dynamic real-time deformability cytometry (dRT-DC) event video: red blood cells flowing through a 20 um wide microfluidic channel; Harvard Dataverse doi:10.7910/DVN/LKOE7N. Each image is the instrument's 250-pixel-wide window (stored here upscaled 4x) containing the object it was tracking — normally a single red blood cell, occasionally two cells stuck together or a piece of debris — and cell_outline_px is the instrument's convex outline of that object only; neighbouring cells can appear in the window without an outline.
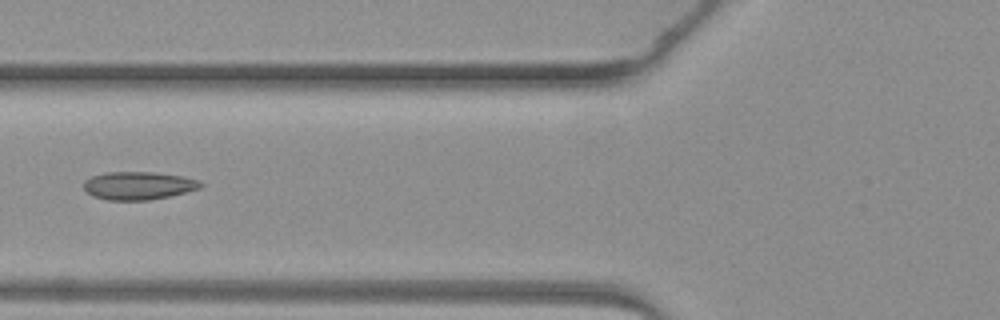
{"species": "common noctule bat (a hibernating species)", "species_latin": "Nyctalus noctula", "temperature_condition": "warm", "stored_images_in_passage": 6, "camera_frame_rate_fps": 3000, "um_per_image_px": 0.085, "animal": {"sex": "female", "body_mass_g": 19.3, "forearm_length_mm": 54.1}, "frame": {"image": 1, "passage_image": 6, "time_ms": 6.0, "image_size_px": [1000, 320], "cell_outline_px": [[204, 184], [200, 188], [168, 196], [148, 200], [108, 200], [92, 196], [84, 188], [84, 180], [92, 176], [104, 172], [152, 172], [184, 176], [200, 180]], "centroid_in_image_um": [11.76, 15.77], "position_along_channel_um": 114.0, "area_um2": 19.07}}